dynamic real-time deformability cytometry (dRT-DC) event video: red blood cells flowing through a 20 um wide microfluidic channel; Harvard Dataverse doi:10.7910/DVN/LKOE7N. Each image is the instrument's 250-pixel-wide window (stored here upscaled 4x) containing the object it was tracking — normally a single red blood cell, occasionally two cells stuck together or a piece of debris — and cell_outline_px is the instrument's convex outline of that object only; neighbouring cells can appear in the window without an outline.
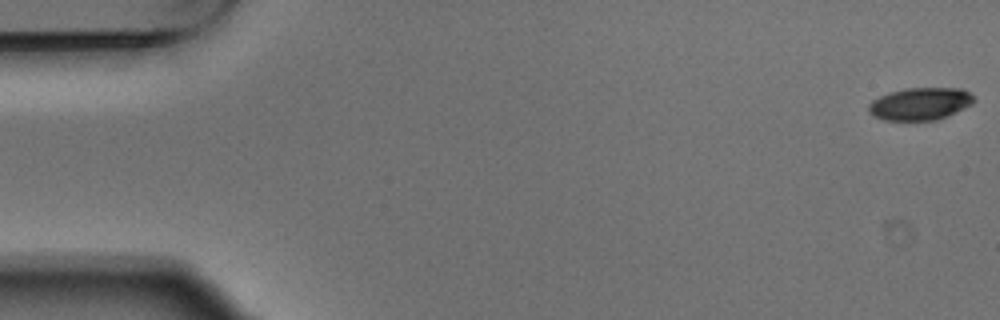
{"species": "Egyptian fruit bat (a non-hibernating species)", "species_latin": "Rousettus aegyptiacus", "temperature_condition": "warm", "stored_images_in_passage": 6, "segment_of_instrument_passage": [1, 2], "camera_frame_rate_fps": 3000, "um_per_image_px": 0.085, "animal": {"sex": "male"}, "frame": {"image": 1, "passage_image": 1, "time_ms": 0.0, "image_size_px": [1000, 320], "cell_outline_px": [[976, 100], [972, 104], [948, 116], [936, 120], [884, 120], [868, 112], [868, 104], [872, 100], [888, 92], [904, 88], [964, 88]], "centroid_in_image_um": [78.21, 8.81], "position_along_channel_um": 6.8, "area_um2": 20.0}}
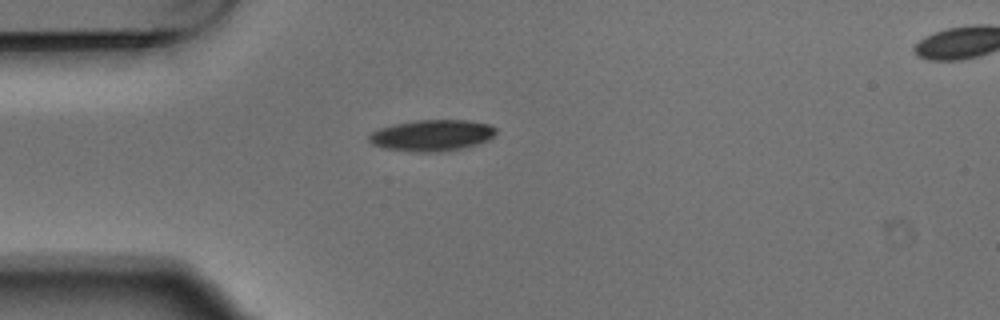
{"frame": {"image": 2, "passage_image": 5, "time_ms": 1.333, "image_size_px": [1000, 320], "cell_outline_px": [[496, 132], [488, 140], [476, 144], [444, 152], [416, 152], [384, 148], [372, 144], [368, 140], [368, 136], [372, 132], [380, 128], [392, 124], [416, 120], [468, 120], [488, 124], [496, 128]], "centroid_in_image_um": [36.69, 11.5], "position_along_channel_um": 48.3, "area_um2": 23.12}}